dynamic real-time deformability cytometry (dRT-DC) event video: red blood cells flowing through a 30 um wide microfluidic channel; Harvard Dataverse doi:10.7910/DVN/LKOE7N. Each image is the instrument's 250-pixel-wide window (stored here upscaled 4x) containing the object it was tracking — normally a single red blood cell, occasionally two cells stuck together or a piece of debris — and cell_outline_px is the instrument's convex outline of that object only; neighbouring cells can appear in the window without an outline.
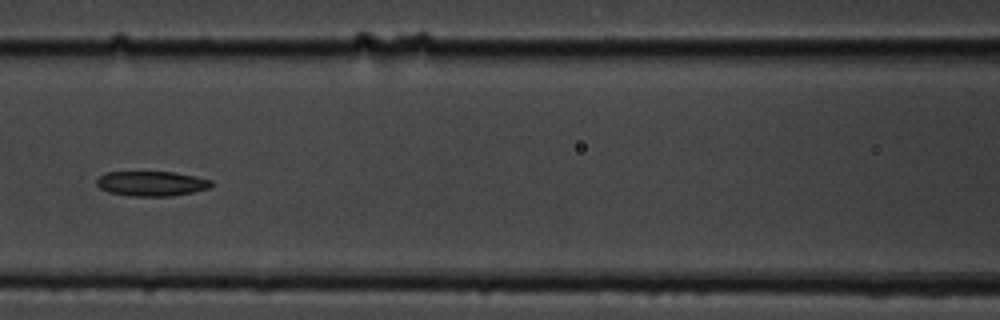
{"species": "common noctule bat (a hibernating species)", "species_latin": "Nyctalus noctula", "temperature_condition": "cold", "stored_images_in_passage": 14, "camera_frame_rate_fps": 3000, "um_per_image_px": 0.085, "animal": {"sex": "male", "body_mass_g": 19.5, "forearm_length_mm": 54.6}, "frame": {"image": 1, "passage_image": 8, "time_ms": 8.667, "image_size_px": [1000, 320], "cell_outline_px": [[216, 184], [208, 188], [192, 192], [168, 196], [132, 196], [108, 192], [100, 188], [96, 184], [96, 180], [100, 176], [108, 172], [172, 172], [196, 176], [212, 180]], "centroid_in_image_um": [12.9, 15.6], "position_along_channel_um": 153.7, "area_um2": 16.59}}
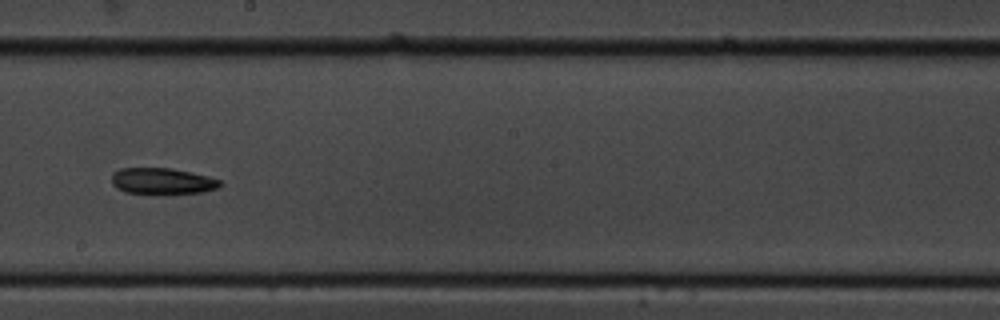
{"frame": {"image": 2, "passage_image": 10, "time_ms": 11.0, "image_size_px": [1000, 320], "cell_outline_px": [[224, 184], [220, 188], [200, 192], [156, 196], [124, 192], [116, 188], [112, 184], [112, 172], [120, 168], [172, 168], [208, 176], [220, 180]], "centroid_in_image_um": [13.78, 15.43], "position_along_channel_um": 234.4, "area_um2": 17.34}}
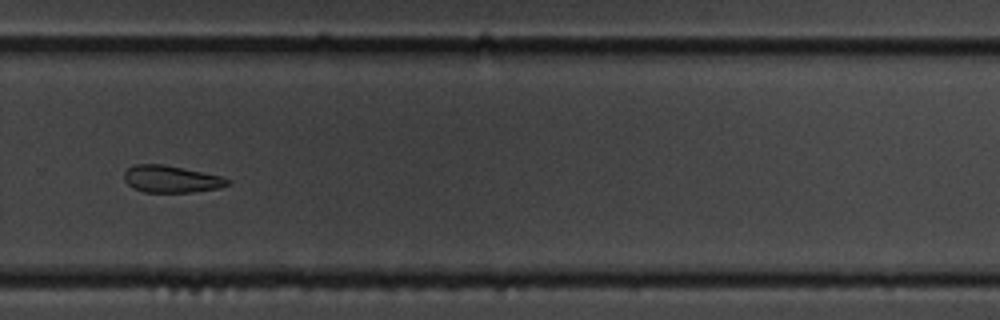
{"frame": {"image": 3, "passage_image": 12, "time_ms": 13.333, "image_size_px": [1000, 320], "cell_outline_px": [[228, 184], [220, 188], [192, 192], [144, 192], [132, 188], [124, 180], [124, 172], [128, 168], [136, 164], [164, 164], [184, 168], [220, 176], [228, 180]], "centroid_in_image_um": [14.5, 15.22], "position_along_channel_um": 315.3, "area_um2": 16.18}, "authors_computed_cell_mechanics": {"area_um2": 17.7735, "velocity_mm_per_s": 3.4724, "shape_relaxation_time_tau1_ms": 5.3134, "shape_relaxation_time_tau2_ms": null, "deformation_change_tau1": 0.0942, "deformation_change_tau2": null}}